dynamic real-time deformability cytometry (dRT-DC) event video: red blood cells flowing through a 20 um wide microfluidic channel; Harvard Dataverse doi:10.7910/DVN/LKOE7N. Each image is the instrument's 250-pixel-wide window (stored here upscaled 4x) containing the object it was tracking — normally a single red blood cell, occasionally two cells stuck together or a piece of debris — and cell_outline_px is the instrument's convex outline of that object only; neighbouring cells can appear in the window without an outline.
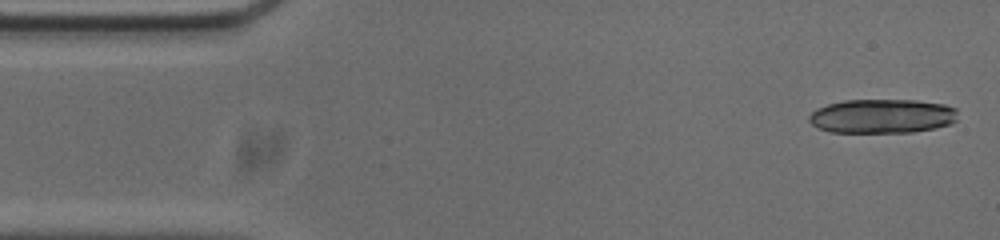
{"species": "common noctule bat (a hibernating species)", "species_latin": "Nyctalus noctula", "temperature_condition": "cold", "stored_images_in_passage": 15, "camera_frame_rate_fps": 3000, "um_per_image_px": 0.085, "animal": {"sex": "male", "body_mass_g": 20.0, "forearm_length_mm": 53.3}, "frame": {"image": 1, "passage_image": 2, "time_ms": 0.333, "image_size_px": [1000, 240], "cell_outline_px": [[956, 120], [952, 124], [936, 128], [912, 132], [832, 132], [816, 128], [808, 120], [808, 116], [816, 108], [828, 104], [844, 100], [916, 100], [944, 104], [956, 108]], "centroid_in_image_um": [74.97, 9.87], "position_along_channel_um": 10.0, "area_um2": 29.82}}